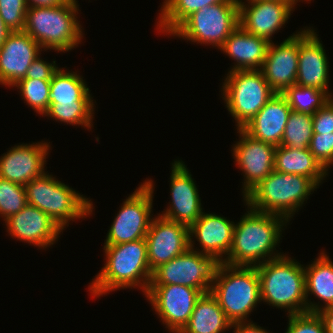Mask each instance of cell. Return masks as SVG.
<instances>
[{
	"label": "cell",
	"instance_id": "obj_1",
	"mask_svg": "<svg viewBox=\"0 0 333 333\" xmlns=\"http://www.w3.org/2000/svg\"><path fill=\"white\" fill-rule=\"evenodd\" d=\"M247 209L234 224L230 252L223 261L226 264L257 266L283 255L276 247H279L282 231L289 221L277 214L258 212L248 206Z\"/></svg>",
	"mask_w": 333,
	"mask_h": 333
},
{
	"label": "cell",
	"instance_id": "obj_2",
	"mask_svg": "<svg viewBox=\"0 0 333 333\" xmlns=\"http://www.w3.org/2000/svg\"><path fill=\"white\" fill-rule=\"evenodd\" d=\"M105 264L89 283L88 291L99 298L119 289H142L146 295L152 278L145 239L118 245H104Z\"/></svg>",
	"mask_w": 333,
	"mask_h": 333
},
{
	"label": "cell",
	"instance_id": "obj_3",
	"mask_svg": "<svg viewBox=\"0 0 333 333\" xmlns=\"http://www.w3.org/2000/svg\"><path fill=\"white\" fill-rule=\"evenodd\" d=\"M78 12L77 0L51 7H28L24 31L45 51L69 52L81 44L84 36Z\"/></svg>",
	"mask_w": 333,
	"mask_h": 333
},
{
	"label": "cell",
	"instance_id": "obj_4",
	"mask_svg": "<svg viewBox=\"0 0 333 333\" xmlns=\"http://www.w3.org/2000/svg\"><path fill=\"white\" fill-rule=\"evenodd\" d=\"M261 302L287 310L288 315L307 312L304 265L286 253L256 266Z\"/></svg>",
	"mask_w": 333,
	"mask_h": 333
},
{
	"label": "cell",
	"instance_id": "obj_5",
	"mask_svg": "<svg viewBox=\"0 0 333 333\" xmlns=\"http://www.w3.org/2000/svg\"><path fill=\"white\" fill-rule=\"evenodd\" d=\"M210 293L217 299L227 319L233 324L250 322L247 318L261 302L256 266L218 263Z\"/></svg>",
	"mask_w": 333,
	"mask_h": 333
},
{
	"label": "cell",
	"instance_id": "obj_6",
	"mask_svg": "<svg viewBox=\"0 0 333 333\" xmlns=\"http://www.w3.org/2000/svg\"><path fill=\"white\" fill-rule=\"evenodd\" d=\"M317 187L306 176L273 170L243 201L255 211L277 214L291 221Z\"/></svg>",
	"mask_w": 333,
	"mask_h": 333
},
{
	"label": "cell",
	"instance_id": "obj_7",
	"mask_svg": "<svg viewBox=\"0 0 333 333\" xmlns=\"http://www.w3.org/2000/svg\"><path fill=\"white\" fill-rule=\"evenodd\" d=\"M28 205L45 212L62 230L70 221L93 213V202L73 188L44 172L25 186ZM67 226V227H66Z\"/></svg>",
	"mask_w": 333,
	"mask_h": 333
},
{
	"label": "cell",
	"instance_id": "obj_8",
	"mask_svg": "<svg viewBox=\"0 0 333 333\" xmlns=\"http://www.w3.org/2000/svg\"><path fill=\"white\" fill-rule=\"evenodd\" d=\"M224 79L222 99L236 122V129L246 126L276 94L261 70L231 71Z\"/></svg>",
	"mask_w": 333,
	"mask_h": 333
},
{
	"label": "cell",
	"instance_id": "obj_9",
	"mask_svg": "<svg viewBox=\"0 0 333 333\" xmlns=\"http://www.w3.org/2000/svg\"><path fill=\"white\" fill-rule=\"evenodd\" d=\"M238 25L239 2H223L192 13L170 36L219 49Z\"/></svg>",
	"mask_w": 333,
	"mask_h": 333
},
{
	"label": "cell",
	"instance_id": "obj_10",
	"mask_svg": "<svg viewBox=\"0 0 333 333\" xmlns=\"http://www.w3.org/2000/svg\"><path fill=\"white\" fill-rule=\"evenodd\" d=\"M150 179V180H149ZM146 179L126 197L116 214L104 241V245H118L145 239L152 220L154 183Z\"/></svg>",
	"mask_w": 333,
	"mask_h": 333
},
{
	"label": "cell",
	"instance_id": "obj_11",
	"mask_svg": "<svg viewBox=\"0 0 333 333\" xmlns=\"http://www.w3.org/2000/svg\"><path fill=\"white\" fill-rule=\"evenodd\" d=\"M193 241L190 240V248L185 253L153 271L150 285H184L199 289L203 294L211 291L218 262L199 252V248L194 249Z\"/></svg>",
	"mask_w": 333,
	"mask_h": 333
},
{
	"label": "cell",
	"instance_id": "obj_12",
	"mask_svg": "<svg viewBox=\"0 0 333 333\" xmlns=\"http://www.w3.org/2000/svg\"><path fill=\"white\" fill-rule=\"evenodd\" d=\"M203 293L184 285H150L145 295L165 328L179 333L188 323L196 301Z\"/></svg>",
	"mask_w": 333,
	"mask_h": 333
},
{
	"label": "cell",
	"instance_id": "obj_13",
	"mask_svg": "<svg viewBox=\"0 0 333 333\" xmlns=\"http://www.w3.org/2000/svg\"><path fill=\"white\" fill-rule=\"evenodd\" d=\"M239 141L232 147V156L244 182L243 198L274 170L276 146L254 139L243 129H237Z\"/></svg>",
	"mask_w": 333,
	"mask_h": 333
},
{
	"label": "cell",
	"instance_id": "obj_14",
	"mask_svg": "<svg viewBox=\"0 0 333 333\" xmlns=\"http://www.w3.org/2000/svg\"><path fill=\"white\" fill-rule=\"evenodd\" d=\"M171 164V202L159 215L190 228L203 212L199 190L191 172L182 160H175Z\"/></svg>",
	"mask_w": 333,
	"mask_h": 333
},
{
	"label": "cell",
	"instance_id": "obj_15",
	"mask_svg": "<svg viewBox=\"0 0 333 333\" xmlns=\"http://www.w3.org/2000/svg\"><path fill=\"white\" fill-rule=\"evenodd\" d=\"M145 241L149 267L153 272L190 248L189 227L158 214L152 217Z\"/></svg>",
	"mask_w": 333,
	"mask_h": 333
},
{
	"label": "cell",
	"instance_id": "obj_16",
	"mask_svg": "<svg viewBox=\"0 0 333 333\" xmlns=\"http://www.w3.org/2000/svg\"><path fill=\"white\" fill-rule=\"evenodd\" d=\"M239 0V25L252 35L272 42L275 33L287 23L298 2ZM278 31V32H277Z\"/></svg>",
	"mask_w": 333,
	"mask_h": 333
},
{
	"label": "cell",
	"instance_id": "obj_17",
	"mask_svg": "<svg viewBox=\"0 0 333 333\" xmlns=\"http://www.w3.org/2000/svg\"><path fill=\"white\" fill-rule=\"evenodd\" d=\"M311 27L298 32V71L296 83L299 86L314 87L325 91L331 98L329 88V61L320 37Z\"/></svg>",
	"mask_w": 333,
	"mask_h": 333
},
{
	"label": "cell",
	"instance_id": "obj_18",
	"mask_svg": "<svg viewBox=\"0 0 333 333\" xmlns=\"http://www.w3.org/2000/svg\"><path fill=\"white\" fill-rule=\"evenodd\" d=\"M50 142L22 143L0 157V177L25 186L45 172Z\"/></svg>",
	"mask_w": 333,
	"mask_h": 333
},
{
	"label": "cell",
	"instance_id": "obj_19",
	"mask_svg": "<svg viewBox=\"0 0 333 333\" xmlns=\"http://www.w3.org/2000/svg\"><path fill=\"white\" fill-rule=\"evenodd\" d=\"M44 51L24 30L10 31L0 47V84L9 88L24 78L32 61Z\"/></svg>",
	"mask_w": 333,
	"mask_h": 333
},
{
	"label": "cell",
	"instance_id": "obj_20",
	"mask_svg": "<svg viewBox=\"0 0 333 333\" xmlns=\"http://www.w3.org/2000/svg\"><path fill=\"white\" fill-rule=\"evenodd\" d=\"M11 238L40 249L54 245L63 230L42 210L26 205L20 212L5 220Z\"/></svg>",
	"mask_w": 333,
	"mask_h": 333
},
{
	"label": "cell",
	"instance_id": "obj_21",
	"mask_svg": "<svg viewBox=\"0 0 333 333\" xmlns=\"http://www.w3.org/2000/svg\"><path fill=\"white\" fill-rule=\"evenodd\" d=\"M298 57V32L291 34L279 45L270 42L260 70L275 93L282 94L296 83Z\"/></svg>",
	"mask_w": 333,
	"mask_h": 333
},
{
	"label": "cell",
	"instance_id": "obj_22",
	"mask_svg": "<svg viewBox=\"0 0 333 333\" xmlns=\"http://www.w3.org/2000/svg\"><path fill=\"white\" fill-rule=\"evenodd\" d=\"M234 224L226 217L202 212L189 228L190 240L197 239L201 247L199 252L213 257L218 263L223 262L230 252Z\"/></svg>",
	"mask_w": 333,
	"mask_h": 333
},
{
	"label": "cell",
	"instance_id": "obj_23",
	"mask_svg": "<svg viewBox=\"0 0 333 333\" xmlns=\"http://www.w3.org/2000/svg\"><path fill=\"white\" fill-rule=\"evenodd\" d=\"M292 109L282 94H275L242 129L254 139L280 146Z\"/></svg>",
	"mask_w": 333,
	"mask_h": 333
},
{
	"label": "cell",
	"instance_id": "obj_24",
	"mask_svg": "<svg viewBox=\"0 0 333 333\" xmlns=\"http://www.w3.org/2000/svg\"><path fill=\"white\" fill-rule=\"evenodd\" d=\"M269 45L268 40L252 35L238 25L219 49L235 61L228 72L260 70Z\"/></svg>",
	"mask_w": 333,
	"mask_h": 333
},
{
	"label": "cell",
	"instance_id": "obj_25",
	"mask_svg": "<svg viewBox=\"0 0 333 333\" xmlns=\"http://www.w3.org/2000/svg\"><path fill=\"white\" fill-rule=\"evenodd\" d=\"M304 273L307 312L318 313L333 306V262L326 252L321 251L311 264L304 266ZM310 295L321 300L323 305L319 301H309Z\"/></svg>",
	"mask_w": 333,
	"mask_h": 333
},
{
	"label": "cell",
	"instance_id": "obj_26",
	"mask_svg": "<svg viewBox=\"0 0 333 333\" xmlns=\"http://www.w3.org/2000/svg\"><path fill=\"white\" fill-rule=\"evenodd\" d=\"M274 170L288 174H299L310 178L319 188L328 176V171L313 156L309 148L295 149L276 146Z\"/></svg>",
	"mask_w": 333,
	"mask_h": 333
},
{
	"label": "cell",
	"instance_id": "obj_27",
	"mask_svg": "<svg viewBox=\"0 0 333 333\" xmlns=\"http://www.w3.org/2000/svg\"><path fill=\"white\" fill-rule=\"evenodd\" d=\"M231 325L217 299L209 292L196 301L188 323L179 333H224Z\"/></svg>",
	"mask_w": 333,
	"mask_h": 333
},
{
	"label": "cell",
	"instance_id": "obj_28",
	"mask_svg": "<svg viewBox=\"0 0 333 333\" xmlns=\"http://www.w3.org/2000/svg\"><path fill=\"white\" fill-rule=\"evenodd\" d=\"M80 73L59 68L50 82V103H95Z\"/></svg>",
	"mask_w": 333,
	"mask_h": 333
},
{
	"label": "cell",
	"instance_id": "obj_29",
	"mask_svg": "<svg viewBox=\"0 0 333 333\" xmlns=\"http://www.w3.org/2000/svg\"><path fill=\"white\" fill-rule=\"evenodd\" d=\"M223 2H239V0H164L156 30L170 35L187 17L204 6Z\"/></svg>",
	"mask_w": 333,
	"mask_h": 333
},
{
	"label": "cell",
	"instance_id": "obj_30",
	"mask_svg": "<svg viewBox=\"0 0 333 333\" xmlns=\"http://www.w3.org/2000/svg\"><path fill=\"white\" fill-rule=\"evenodd\" d=\"M94 106V103H49V108L43 116L53 118L61 123L87 127V130H92L91 127H94L92 124Z\"/></svg>",
	"mask_w": 333,
	"mask_h": 333
},
{
	"label": "cell",
	"instance_id": "obj_31",
	"mask_svg": "<svg viewBox=\"0 0 333 333\" xmlns=\"http://www.w3.org/2000/svg\"><path fill=\"white\" fill-rule=\"evenodd\" d=\"M282 95L293 111L311 116L331 100V97L325 91L297 84L287 88Z\"/></svg>",
	"mask_w": 333,
	"mask_h": 333
},
{
	"label": "cell",
	"instance_id": "obj_32",
	"mask_svg": "<svg viewBox=\"0 0 333 333\" xmlns=\"http://www.w3.org/2000/svg\"><path fill=\"white\" fill-rule=\"evenodd\" d=\"M312 136V116L292 110L285 126L281 146L295 149L309 148Z\"/></svg>",
	"mask_w": 333,
	"mask_h": 333
},
{
	"label": "cell",
	"instance_id": "obj_33",
	"mask_svg": "<svg viewBox=\"0 0 333 333\" xmlns=\"http://www.w3.org/2000/svg\"><path fill=\"white\" fill-rule=\"evenodd\" d=\"M50 82L41 79H20L12 87H17L26 104L43 116L49 108Z\"/></svg>",
	"mask_w": 333,
	"mask_h": 333
},
{
	"label": "cell",
	"instance_id": "obj_34",
	"mask_svg": "<svg viewBox=\"0 0 333 333\" xmlns=\"http://www.w3.org/2000/svg\"><path fill=\"white\" fill-rule=\"evenodd\" d=\"M27 204L25 187L0 177V218L5 221Z\"/></svg>",
	"mask_w": 333,
	"mask_h": 333
},
{
	"label": "cell",
	"instance_id": "obj_35",
	"mask_svg": "<svg viewBox=\"0 0 333 333\" xmlns=\"http://www.w3.org/2000/svg\"><path fill=\"white\" fill-rule=\"evenodd\" d=\"M27 8L25 0H0V17L10 31L24 30Z\"/></svg>",
	"mask_w": 333,
	"mask_h": 333
},
{
	"label": "cell",
	"instance_id": "obj_36",
	"mask_svg": "<svg viewBox=\"0 0 333 333\" xmlns=\"http://www.w3.org/2000/svg\"><path fill=\"white\" fill-rule=\"evenodd\" d=\"M285 333H326L324 323L318 313L305 312L288 315Z\"/></svg>",
	"mask_w": 333,
	"mask_h": 333
},
{
	"label": "cell",
	"instance_id": "obj_37",
	"mask_svg": "<svg viewBox=\"0 0 333 333\" xmlns=\"http://www.w3.org/2000/svg\"><path fill=\"white\" fill-rule=\"evenodd\" d=\"M309 150L329 171L330 165L333 166V133L313 134Z\"/></svg>",
	"mask_w": 333,
	"mask_h": 333
},
{
	"label": "cell",
	"instance_id": "obj_38",
	"mask_svg": "<svg viewBox=\"0 0 333 333\" xmlns=\"http://www.w3.org/2000/svg\"><path fill=\"white\" fill-rule=\"evenodd\" d=\"M59 69L56 61L46 62L39 55L29 66L26 75L22 79H41L51 81L53 74Z\"/></svg>",
	"mask_w": 333,
	"mask_h": 333
},
{
	"label": "cell",
	"instance_id": "obj_39",
	"mask_svg": "<svg viewBox=\"0 0 333 333\" xmlns=\"http://www.w3.org/2000/svg\"><path fill=\"white\" fill-rule=\"evenodd\" d=\"M313 134L333 133V98L312 116Z\"/></svg>",
	"mask_w": 333,
	"mask_h": 333
},
{
	"label": "cell",
	"instance_id": "obj_40",
	"mask_svg": "<svg viewBox=\"0 0 333 333\" xmlns=\"http://www.w3.org/2000/svg\"><path fill=\"white\" fill-rule=\"evenodd\" d=\"M234 333H270L265 328L260 327L253 321L250 322H237L231 325Z\"/></svg>",
	"mask_w": 333,
	"mask_h": 333
},
{
	"label": "cell",
	"instance_id": "obj_41",
	"mask_svg": "<svg viewBox=\"0 0 333 333\" xmlns=\"http://www.w3.org/2000/svg\"><path fill=\"white\" fill-rule=\"evenodd\" d=\"M318 315L324 323L326 333H333V306L320 310Z\"/></svg>",
	"mask_w": 333,
	"mask_h": 333
},
{
	"label": "cell",
	"instance_id": "obj_42",
	"mask_svg": "<svg viewBox=\"0 0 333 333\" xmlns=\"http://www.w3.org/2000/svg\"><path fill=\"white\" fill-rule=\"evenodd\" d=\"M66 0H25L27 7H51L64 3Z\"/></svg>",
	"mask_w": 333,
	"mask_h": 333
},
{
	"label": "cell",
	"instance_id": "obj_43",
	"mask_svg": "<svg viewBox=\"0 0 333 333\" xmlns=\"http://www.w3.org/2000/svg\"><path fill=\"white\" fill-rule=\"evenodd\" d=\"M9 32H10V30L5 26L2 18L0 17V47L3 44V42L5 41Z\"/></svg>",
	"mask_w": 333,
	"mask_h": 333
},
{
	"label": "cell",
	"instance_id": "obj_44",
	"mask_svg": "<svg viewBox=\"0 0 333 333\" xmlns=\"http://www.w3.org/2000/svg\"><path fill=\"white\" fill-rule=\"evenodd\" d=\"M269 1H281V2H300L299 0H269Z\"/></svg>",
	"mask_w": 333,
	"mask_h": 333
}]
</instances>
